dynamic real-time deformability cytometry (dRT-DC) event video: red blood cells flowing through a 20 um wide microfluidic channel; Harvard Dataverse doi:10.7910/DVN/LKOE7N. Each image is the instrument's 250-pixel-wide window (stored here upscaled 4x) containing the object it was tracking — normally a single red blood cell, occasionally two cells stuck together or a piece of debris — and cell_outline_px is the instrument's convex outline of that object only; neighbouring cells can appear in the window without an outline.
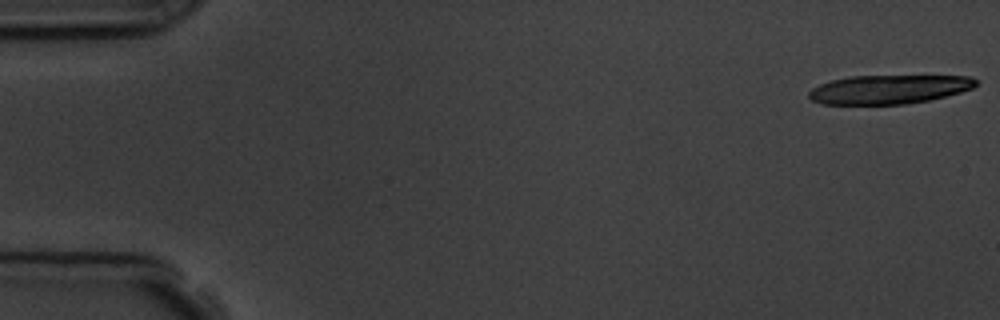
{"species": "common noctule bat (a hibernating species)", "species_latin": "Nyctalus noctula", "temperature_condition": "room temperature", "stored_images_in_passage": 6, "camera_frame_rate_fps": 3000, "um_per_image_px": 0.085, "animal": {"sex": "male", "body_mass_g": 19.5, "forearm_length_mm": 54.6}, "frame": {"image": 1, "passage_image": 1, "time_ms": 0.0, "image_size_px": [1000, 320], "cell_outline_px": [[980, 80], [972, 88], [960, 92], [928, 100], [908, 104], [820, 104], [812, 100], [808, 96], [808, 92], [812, 88], [820, 84], [832, 80], [848, 76], [972, 76]], "centroid_in_image_um": [75.55, 7.59], "position_along_channel_um": 9.5, "area_um2": 28.15}}
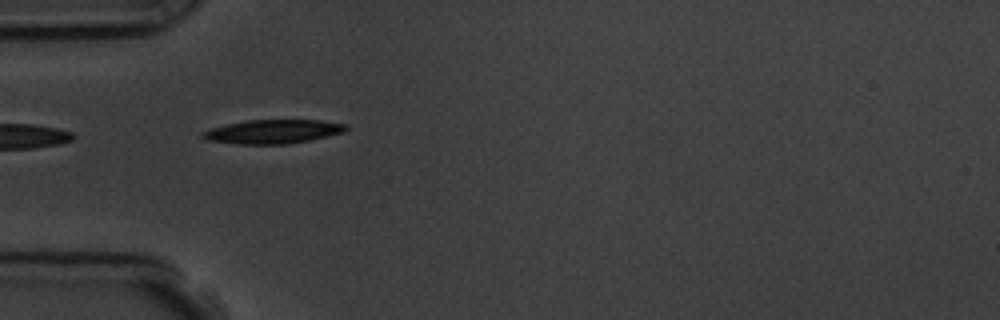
{"frame": {"image": 2, "passage_image": 5, "time_ms": 5.333, "image_size_px": [1000, 320], "cell_outline_px": [[348, 128], [344, 132], [328, 136], [288, 144], [236, 144], [208, 140], [200, 136], [200, 132], [212, 128], [228, 124], [248, 120], [320, 120], [348, 124]], "centroid_in_image_um": [23.21, 11.18], "position_along_channel_um": 61.8, "area_um2": 19.94}}